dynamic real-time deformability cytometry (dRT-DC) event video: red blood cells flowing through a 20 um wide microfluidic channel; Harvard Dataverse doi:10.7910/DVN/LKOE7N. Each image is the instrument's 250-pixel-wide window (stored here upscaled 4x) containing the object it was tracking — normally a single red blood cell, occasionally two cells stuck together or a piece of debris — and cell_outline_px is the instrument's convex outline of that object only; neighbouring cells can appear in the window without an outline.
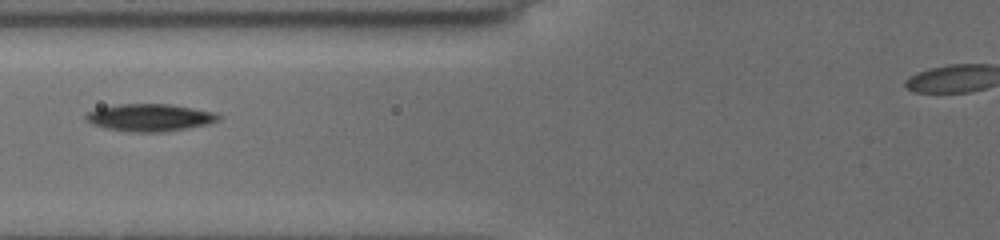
{"species": "common noctule bat (a hibernating species)", "species_latin": "Nyctalus noctula", "temperature_condition": "cold", "stored_images_in_passage": 3, "camera_frame_rate_fps": 3000, "um_per_image_px": 0.085, "animal": {"sex": "female", "body_mass_g": 19.5, "forearm_length_mm": 54.1}, "frame": {"image": 1, "passage_image": 3, "time_ms": 2.0, "image_size_px": [1000, 240], "cell_outline_px": [[220, 120], [208, 124], [188, 128], [164, 132], [128, 132], [108, 128], [96, 124], [88, 120], [84, 116], [88, 112], [100, 108], [120, 104], [168, 104], [216, 112], [220, 116]], "centroid_in_image_um": [12.8, 9.99], "position_along_channel_um": 113.0, "area_um2": 20.87}}